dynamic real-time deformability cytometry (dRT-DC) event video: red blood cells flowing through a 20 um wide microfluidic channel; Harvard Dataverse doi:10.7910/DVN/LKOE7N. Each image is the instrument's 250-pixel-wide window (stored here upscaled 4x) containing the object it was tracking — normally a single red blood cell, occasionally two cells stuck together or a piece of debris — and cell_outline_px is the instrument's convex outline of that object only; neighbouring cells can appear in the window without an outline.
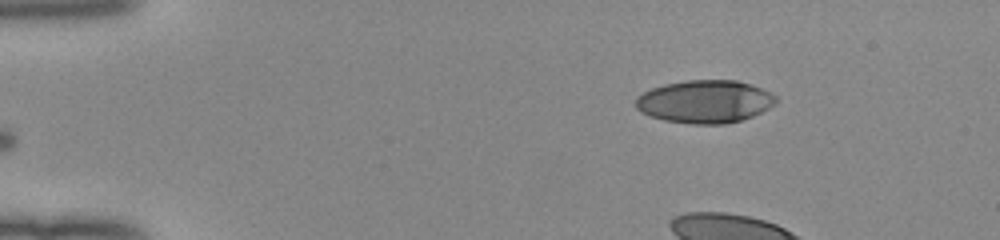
{"species": "human", "species_latin": "Homo sapiens", "temperature_condition": "room temperature", "stored_images_in_passage": 7, "camera_frame_rate_fps": 3000, "um_per_image_px": 0.085, "donor": {"sex": "female"}, "frame": {"image": 1, "passage_image": 1, "time_ms": 0.0, "image_size_px": [1000, 240], "cell_outline_px": [[776, 104], [752, 116], [740, 120], [724, 124], [692, 124], [664, 120], [648, 116], [640, 112], [636, 108], [636, 96], [652, 88], [664, 84], [688, 80], [736, 80], [752, 84], [776, 96]], "centroid_in_image_um": [59.89, 8.63], "position_along_channel_um": 25.1, "area_um2": 35.03}}